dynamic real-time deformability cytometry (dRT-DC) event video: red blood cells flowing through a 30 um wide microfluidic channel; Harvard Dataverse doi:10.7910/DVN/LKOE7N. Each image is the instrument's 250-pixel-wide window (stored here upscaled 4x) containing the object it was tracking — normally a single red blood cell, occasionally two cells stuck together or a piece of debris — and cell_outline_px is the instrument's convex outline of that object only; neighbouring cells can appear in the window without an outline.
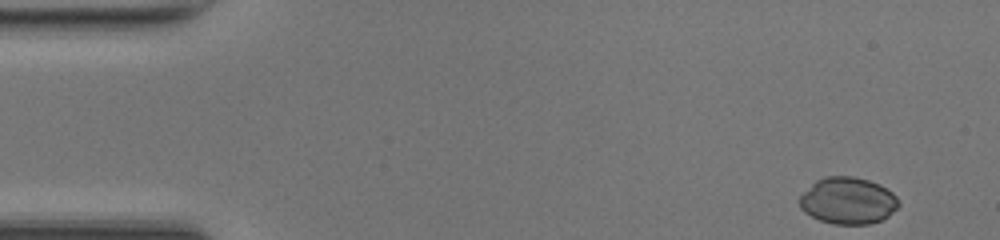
{"species": "common noctule bat (a hibernating species)", "species_latin": "Nyctalus noctula", "temperature_condition": "room temperature", "stored_images_in_passage": 38, "camera_frame_rate_fps": 3000, "um_per_image_px": 0.085, "animal": {"sex": "female", "body_mass_g": 17.0, "forearm_length_mm": 48.0}, "frame": {"image": 1, "passage_image": 1, "time_ms": 0.0, "image_size_px": [1000, 240], "cell_outline_px": [[900, 204], [888, 216], [880, 220], [868, 224], [832, 224], [820, 220], [804, 212], [800, 208], [800, 196], [816, 180], [824, 176], [852, 176], [868, 180], [880, 184], [892, 192], [896, 196]], "centroid_in_image_um": [72.07, 17.05], "position_along_channel_um": 12.9, "area_um2": 26.93}}
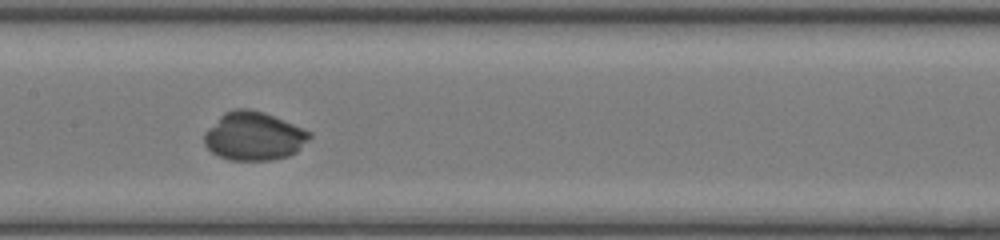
{"frame": {"image": 2, "passage_image": 22, "time_ms": 7.0, "image_size_px": [1000, 240], "cell_outline_px": [[312, 136], [296, 152], [288, 156], [272, 160], [232, 160], [220, 156], [212, 152], [204, 144], [204, 132], [224, 112], [236, 108], [248, 108], [264, 112], [304, 128], [312, 132]], "centroid_in_image_um": [21.59, 11.56], "position_along_channel_um": 185.8, "area_um2": 29.77}}
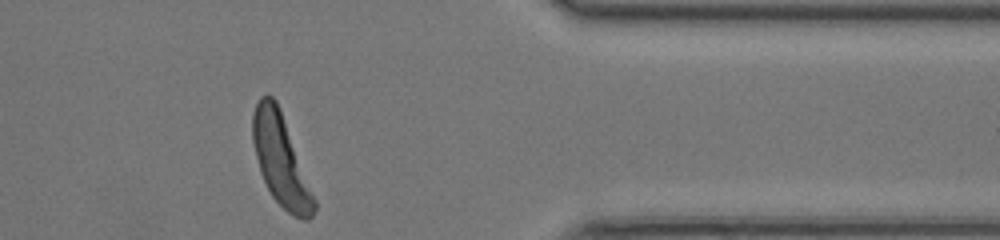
{"frame": {"image": 3, "passage_image": 38, "time_ms": 12.333, "image_size_px": [1000, 240], "cell_outline_px": [[316, 208], [312, 216], [308, 220], [304, 220], [292, 216], [272, 196], [260, 172], [252, 140], [252, 112], [260, 96], [272, 96], [276, 100], [280, 108], [316, 200]], "centroid_in_image_um": [23.86, 13.61], "position_along_channel_um": 387.5, "area_um2": 32.19}, "authors_computed_cell_mechanics": {"area_um2": 29.1023, "velocity_mm_per_s": 4.1824, "shape_relaxation_time_tau1_ms": 3.4994, "shape_relaxation_time_tau2_ms": null, "deformation_change_tau1": 0.224, "deformation_change_tau2": null}}